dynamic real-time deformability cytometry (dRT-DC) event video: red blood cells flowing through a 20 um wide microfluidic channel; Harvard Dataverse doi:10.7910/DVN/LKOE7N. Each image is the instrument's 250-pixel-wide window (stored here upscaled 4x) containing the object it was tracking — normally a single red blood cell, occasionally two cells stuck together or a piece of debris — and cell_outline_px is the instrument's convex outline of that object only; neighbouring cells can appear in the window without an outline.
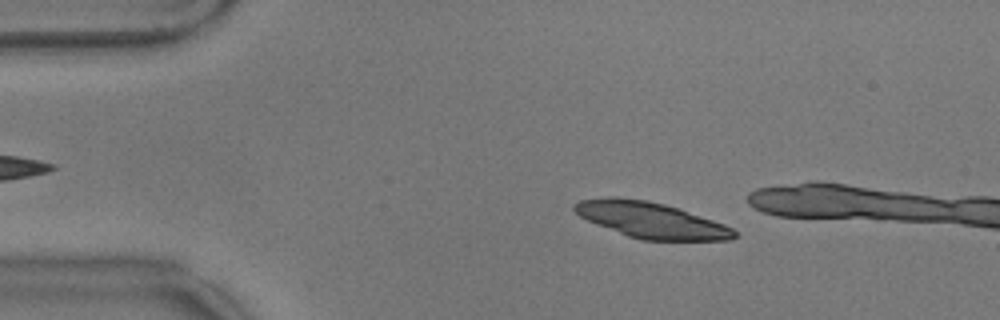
{"species": "common noctule bat (a hibernating species)", "species_latin": "Nyctalus noctula", "temperature_condition": "warm", "stored_images_in_passage": 14, "camera_frame_rate_fps": 3000, "um_per_image_px": 0.085, "animal": {"sex": "male", "body_mass_g": 17.9}, "frame": {"image": 1, "passage_image": 8, "time_ms": 2.333, "image_size_px": [1000, 320], "cell_outline_px": [[736, 236], [732, 240], [644, 240], [628, 236], [596, 224], [580, 216], [572, 208], [580, 200], [612, 196], [616, 196], [644, 200], [664, 204], [724, 224], [732, 228], [736, 232]], "centroid_in_image_um": [55.32, 18.71], "position_along_channel_um": 29.7, "area_um2": 32.89}}